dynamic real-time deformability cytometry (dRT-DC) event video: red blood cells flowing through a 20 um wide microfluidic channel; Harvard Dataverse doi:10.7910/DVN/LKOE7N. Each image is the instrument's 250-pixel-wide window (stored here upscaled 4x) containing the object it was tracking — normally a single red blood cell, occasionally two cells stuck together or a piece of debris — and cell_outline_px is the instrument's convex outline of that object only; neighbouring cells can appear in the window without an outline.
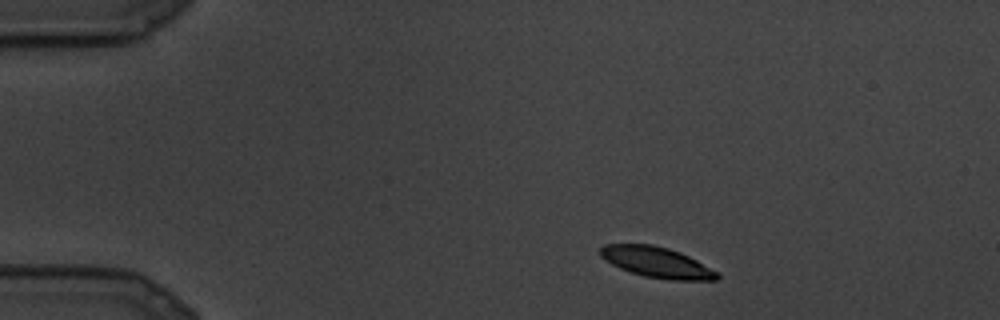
{"species": "common noctule bat (a hibernating species)", "species_latin": "Nyctalus noctula", "temperature_condition": "cold", "stored_images_in_passage": 6, "camera_frame_rate_fps": 3000, "um_per_image_px": 0.085, "animal": {"sex": "male", "body_mass_g": 19.5, "forearm_length_mm": 54.6}, "frame": {"image": 1, "passage_image": 3, "time_ms": 0.667, "image_size_px": [1000, 320], "cell_outline_px": [[720, 276], [716, 280], [668, 280], [644, 276], [620, 268], [604, 260], [600, 256], [600, 248], [604, 244], [652, 244], [668, 248], [680, 252], [696, 260], [716, 272]], "centroid_in_image_um": [55.79, 22.29], "position_along_channel_um": 29.2, "area_um2": 20.69}}